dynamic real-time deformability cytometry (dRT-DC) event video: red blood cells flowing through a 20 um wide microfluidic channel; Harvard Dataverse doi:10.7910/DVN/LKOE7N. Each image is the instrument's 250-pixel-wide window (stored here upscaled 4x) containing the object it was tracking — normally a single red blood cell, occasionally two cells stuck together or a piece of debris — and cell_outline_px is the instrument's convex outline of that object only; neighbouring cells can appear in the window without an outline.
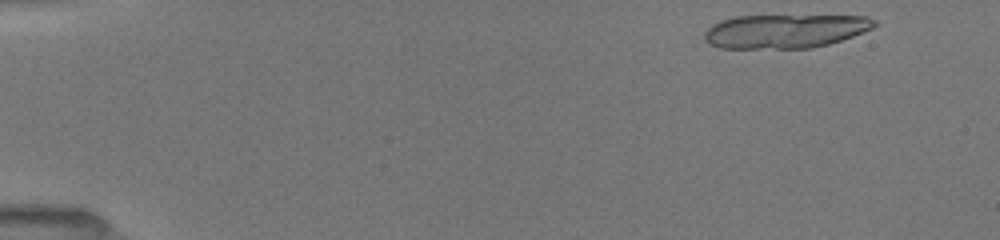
{"species": "common noctule bat (a hibernating species)", "species_latin": "Nyctalus noctula", "temperature_condition": "room temperature", "stored_images_in_passage": 17, "camera_frame_rate_fps": 3000, "um_per_image_px": 0.085, "animal": {"sex": "female", "body_mass_g": 19.5, "forearm_length_mm": 54.1}, "frame": {"image": 1, "passage_image": 2, "time_ms": 0.333, "image_size_px": [1000, 240], "cell_outline_px": [[880, 24], [864, 32], [828, 44], [812, 48], [720, 48], [708, 44], [704, 40], [704, 32], [712, 24], [720, 20], [736, 16], [868, 16], [876, 20]], "centroid_in_image_um": [66.72, 2.64], "position_along_channel_um": 18.3, "area_um2": 33.64}}